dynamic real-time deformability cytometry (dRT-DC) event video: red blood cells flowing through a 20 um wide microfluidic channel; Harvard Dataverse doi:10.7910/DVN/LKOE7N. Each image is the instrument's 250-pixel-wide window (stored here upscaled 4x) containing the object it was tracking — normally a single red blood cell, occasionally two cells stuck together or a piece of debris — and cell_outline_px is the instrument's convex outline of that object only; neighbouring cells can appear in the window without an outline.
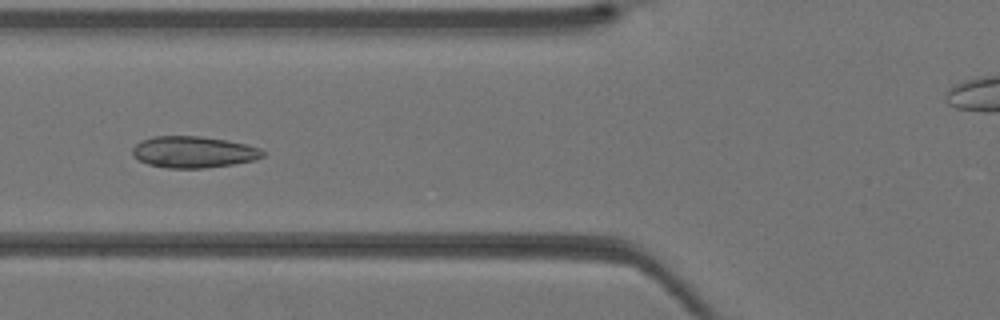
{"species": "Egyptian fruit bat (a non-hibernating species)", "species_latin": "Rousettus aegyptiacus", "temperature_condition": "warm", "stored_images_in_passage": 42, "camera_frame_rate_fps": 3000, "um_per_image_px": 0.085, "animal": {"sex": "female"}, "frame": {"image": 1, "passage_image": 16, "time_ms": 5.0, "image_size_px": [1000, 320], "cell_outline_px": [[264, 156], [256, 160], [232, 164], [204, 168], [168, 168], [148, 164], [132, 156], [132, 148], [140, 140], [152, 136], [200, 136], [224, 140], [244, 144], [260, 148], [264, 152]], "centroid_in_image_um": [16.41, 12.92], "position_along_channel_um": 109.4, "area_um2": 23.87}}
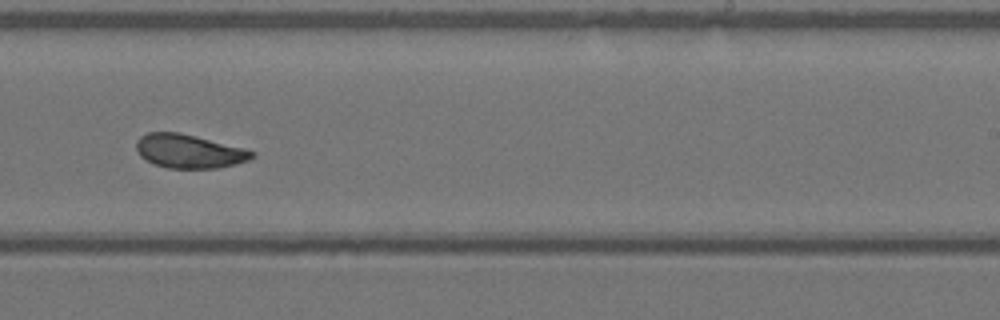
{"frame": {"image": 2, "passage_image": 26, "time_ms": 8.333, "image_size_px": [1000, 320], "cell_outline_px": [[256, 156], [248, 160], [236, 164], [220, 168], [168, 168], [152, 164], [140, 156], [136, 148], [136, 140], [140, 136], [148, 132], [180, 132], [244, 148], [256, 152]], "centroid_in_image_um": [16.07, 12.86], "position_along_channel_um": 272.9, "area_um2": 22.95}}
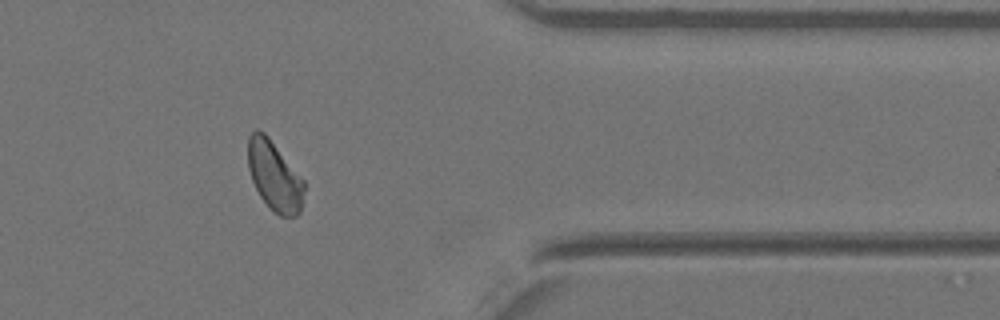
{"frame": {"image": 3, "passage_image": 34, "time_ms": 11.0, "image_size_px": [1000, 320], "cell_outline_px": [[304, 188], [300, 212], [296, 216], [280, 216], [272, 212], [268, 208], [260, 196], [252, 180], [248, 168], [248, 136], [256, 128], [264, 132], [268, 136], [304, 180]], "centroid_in_image_um": [23.31, 14.96], "position_along_channel_um": 388.1, "area_um2": 22.83}}